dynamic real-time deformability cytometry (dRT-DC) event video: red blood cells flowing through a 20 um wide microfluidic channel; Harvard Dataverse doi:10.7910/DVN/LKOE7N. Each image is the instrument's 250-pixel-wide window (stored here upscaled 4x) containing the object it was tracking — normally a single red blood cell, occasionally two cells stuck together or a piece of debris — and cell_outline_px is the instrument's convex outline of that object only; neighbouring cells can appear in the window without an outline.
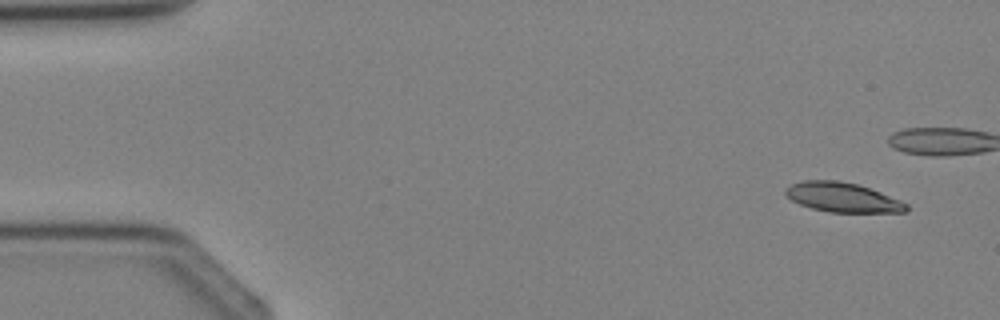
{"species": "Egyptian fruit bat (a non-hibernating species)", "species_latin": "Rousettus aegyptiacus", "temperature_condition": "cold", "stored_images_in_passage": 4, "camera_frame_rate_fps": 3000, "um_per_image_px": 0.085, "animal": {"sex": "female"}, "frame": {"image": 1, "passage_image": 1, "time_ms": 0.0, "image_size_px": [1000, 320], "cell_outline_px": [[908, 212], [828, 212], [812, 208], [800, 204], [792, 200], [784, 192], [784, 188], [792, 184], [804, 180], [836, 180], [856, 184], [880, 192], [900, 200], [908, 204]], "centroid_in_image_um": [71.61, 16.78], "position_along_channel_um": 13.4, "area_um2": 20.63}}